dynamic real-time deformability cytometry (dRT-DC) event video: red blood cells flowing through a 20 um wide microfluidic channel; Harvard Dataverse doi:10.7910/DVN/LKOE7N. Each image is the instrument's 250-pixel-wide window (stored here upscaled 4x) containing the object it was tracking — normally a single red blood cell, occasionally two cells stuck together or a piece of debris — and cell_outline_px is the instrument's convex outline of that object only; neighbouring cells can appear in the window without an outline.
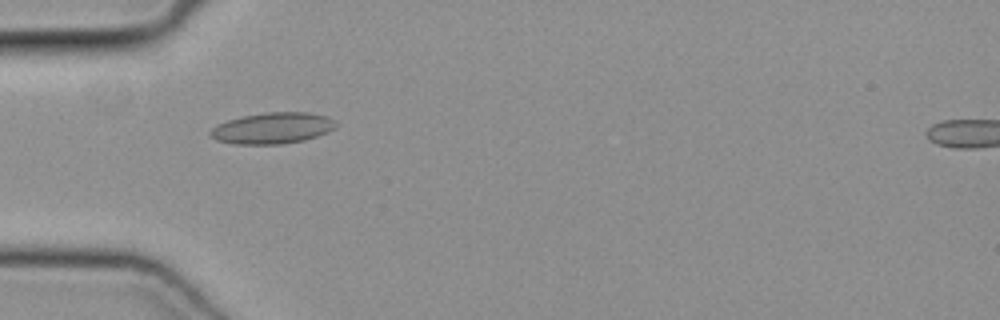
{"species": "common noctule bat (a hibernating species)", "species_latin": "Nyctalus noctula", "temperature_condition": "cold", "stored_images_in_passage": 32, "camera_frame_rate_fps": 3000, "um_per_image_px": 0.085, "animal": {"sex": "female", "body_mass_g": 19.3, "forearm_length_mm": 54.1}, "frame": {"image": 1, "passage_image": 2, "time_ms": 0.333, "image_size_px": [1000, 320], "cell_outline_px": [[336, 128], [328, 132], [304, 140], [280, 144], [232, 144], [216, 140], [208, 132], [216, 124], [228, 120], [244, 116], [268, 112], [308, 112], [328, 116], [336, 124]], "centroid_in_image_um": [23.15, 10.89], "position_along_channel_um": 61.8, "area_um2": 22.77}}
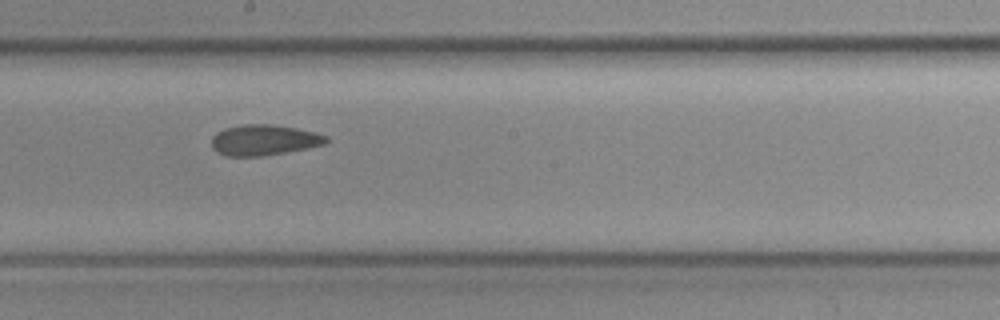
{"frame": {"image": 2, "passage_image": 14, "time_ms": 4.333, "image_size_px": [1000, 320], "cell_outline_px": [[328, 140], [324, 144], [308, 148], [260, 156], [228, 156], [216, 152], [212, 148], [212, 136], [216, 132], [224, 128], [244, 124], [272, 124], [296, 128], [316, 132], [328, 136]], "centroid_in_image_um": [22.42, 11.89], "position_along_channel_um": 225.8, "area_um2": 20.52}}
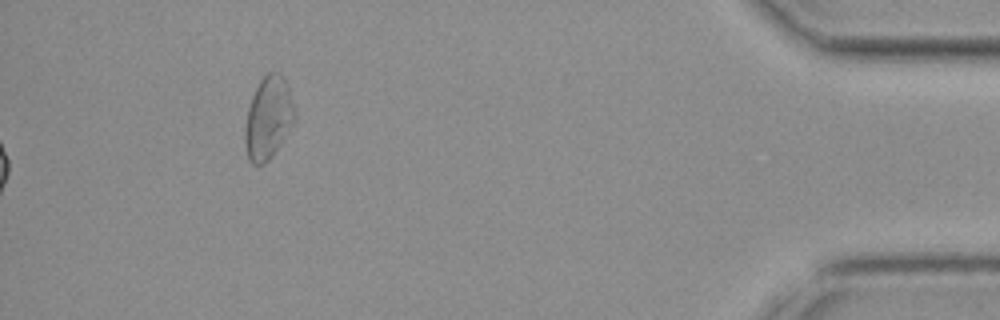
{"frame": {"image": 3, "passage_image": 32, "time_ms": 10.333, "image_size_px": [1000, 320], "cell_outline_px": [[296, 116], [280, 144], [268, 160], [264, 164], [252, 164], [248, 160], [244, 140], [244, 132], [248, 108], [252, 96], [260, 80], [268, 72], [280, 72], [284, 76], [288, 84]], "centroid_in_image_um": [22.79, 10.0], "position_along_channel_um": 412.4, "area_um2": 23.76}}